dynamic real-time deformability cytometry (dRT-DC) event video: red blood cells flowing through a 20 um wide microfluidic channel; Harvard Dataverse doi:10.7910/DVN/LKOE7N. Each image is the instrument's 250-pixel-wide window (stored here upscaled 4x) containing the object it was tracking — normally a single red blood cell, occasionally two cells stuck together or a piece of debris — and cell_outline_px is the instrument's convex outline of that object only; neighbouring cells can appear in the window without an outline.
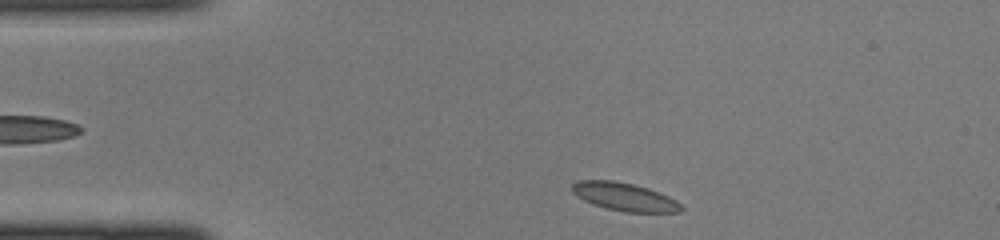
{"species": "common noctule bat (a hibernating species)", "species_latin": "Nyctalus noctula", "temperature_condition": "cold", "stored_images_in_passage": 37, "camera_frame_rate_fps": 3000, "um_per_image_px": 0.085, "animal": {"sex": "female", "body_mass_g": 22.0, "forearm_length_mm": 56.7}, "frame": {"image": 1, "passage_image": 1, "time_ms": 0.0, "image_size_px": [1000, 240], "cell_outline_px": [[684, 208], [680, 212], [624, 212], [592, 204], [576, 196], [572, 192], [572, 184], [580, 180], [612, 180], [632, 184], [648, 188], [668, 196], [676, 200]], "centroid_in_image_um": [53.08, 16.73], "position_along_channel_um": 31.9, "area_um2": 17.74}}
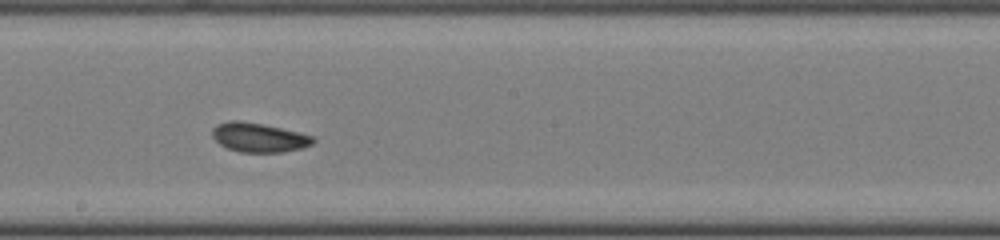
{"frame": {"image": 2, "passage_image": 17, "time_ms": 5.333, "image_size_px": [1000, 240], "cell_outline_px": [[316, 140], [312, 144], [300, 148], [284, 152], [240, 152], [228, 148], [220, 144], [212, 136], [212, 128], [216, 124], [232, 120], [236, 120], [260, 124], [280, 128], [312, 136]], "centroid_in_image_um": [21.97, 11.69], "position_along_channel_um": 226.2, "area_um2": 16.88}}
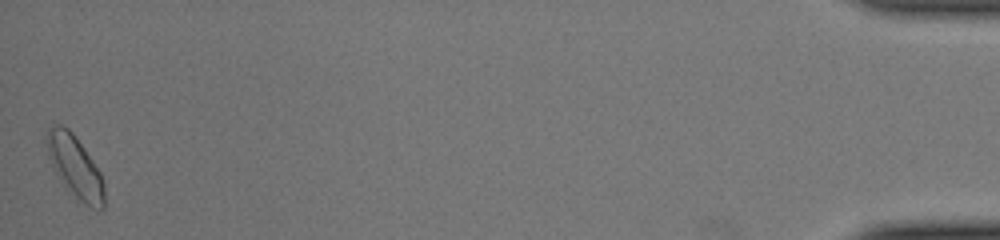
{"frame": {"image": 3, "passage_image": 37, "time_ms": 12.0, "image_size_px": [1000, 240], "cell_outline_px": [[104, 208], [96, 212], [80, 200], [64, 184], [56, 172], [48, 156], [48, 128], [56, 124], [60, 124], [68, 128], [72, 132], [84, 148], [100, 172], [104, 184]], "centroid_in_image_um": [6.42, 14.2], "position_along_channel_um": 428.8, "area_um2": 20.23}}